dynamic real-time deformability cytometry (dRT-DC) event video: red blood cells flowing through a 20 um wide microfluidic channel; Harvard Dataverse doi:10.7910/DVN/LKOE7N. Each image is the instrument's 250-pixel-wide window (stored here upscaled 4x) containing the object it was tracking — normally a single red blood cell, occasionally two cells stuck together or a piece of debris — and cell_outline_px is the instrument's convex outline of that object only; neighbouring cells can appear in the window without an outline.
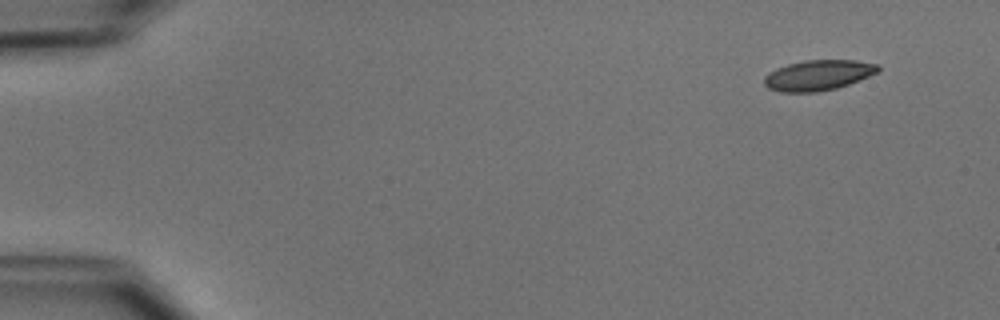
{"species": "common noctule bat (a hibernating species)", "species_latin": "Nyctalus noctula", "temperature_condition": "cold", "stored_images_in_passage": 48, "camera_frame_rate_fps": 3000, "um_per_image_px": 0.085, "animal": {"sex": "male", "body_mass_g": 15.6}, "frame": {"image": 1, "passage_image": 1, "time_ms": 0.0, "image_size_px": [1000, 320], "cell_outline_px": [[880, 68], [876, 72], [868, 76], [848, 84], [836, 88], [816, 92], [780, 92], [768, 88], [764, 84], [764, 76], [776, 68], [788, 64], [804, 60], [856, 60], [880, 64]], "centroid_in_image_um": [69.53, 6.39], "position_along_channel_um": 15.5, "area_um2": 20.11}}
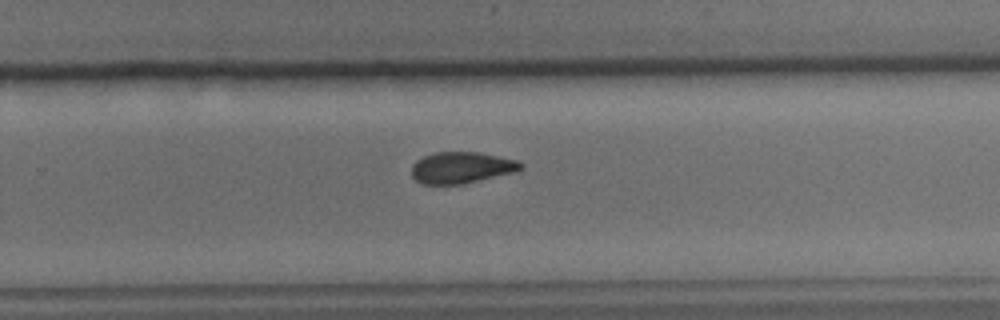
{"frame": {"image": 2, "passage_image": 31, "time_ms": 10.0, "image_size_px": [1000, 320], "cell_outline_px": [[524, 168], [512, 172], [460, 184], [424, 184], [416, 180], [412, 176], [412, 164], [416, 160], [424, 156], [436, 152], [476, 152], [520, 160], [524, 164]], "centroid_in_image_um": [39.22, 14.23], "position_along_channel_um": 290.6, "area_um2": 19.77}}
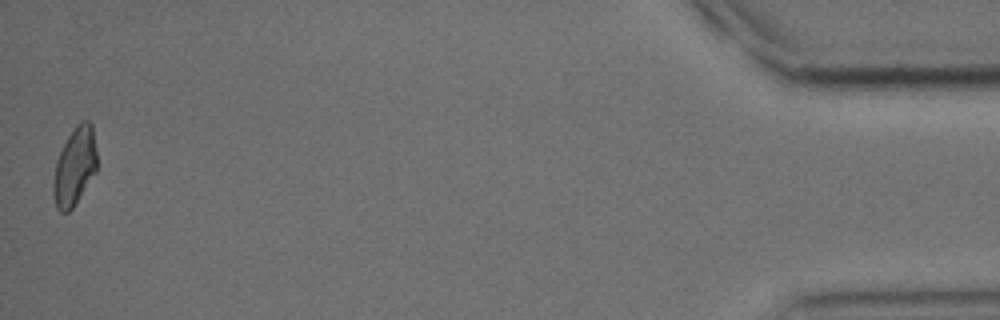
{"frame": {"image": 3, "passage_image": 48, "time_ms": 15.667, "image_size_px": [1000, 320], "cell_outline_px": [[96, 172], [72, 208], [68, 212], [60, 212], [56, 208], [52, 192], [52, 184], [56, 160], [68, 136], [76, 124], [80, 120], [88, 120], [92, 124], [96, 152]], "centroid_in_image_um": [6.33, 14.15], "position_along_channel_um": 428.9, "area_um2": 19.83}, "authors_computed_cell_mechanics": {"area_um2": 20.4034, "velocity_mm_per_s": 3.9235, "shape_relaxation_time_tau1_ms": 7.4802, "shape_relaxation_time_tau2_ms": 3.2551, "deformation_change_tau1": 0.1642, "deformation_change_tau2": 0.0904}}